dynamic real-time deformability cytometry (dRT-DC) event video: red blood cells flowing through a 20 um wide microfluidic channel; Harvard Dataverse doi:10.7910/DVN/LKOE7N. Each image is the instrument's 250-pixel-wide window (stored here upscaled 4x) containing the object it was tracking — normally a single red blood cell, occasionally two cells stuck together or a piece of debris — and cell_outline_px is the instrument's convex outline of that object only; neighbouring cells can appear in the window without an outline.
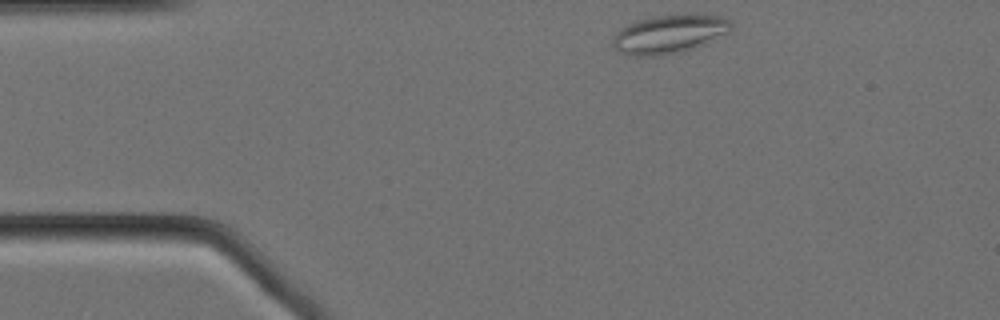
{"species": "Egyptian fruit bat (a non-hibernating species)", "species_latin": "Rousettus aegyptiacus", "temperature_condition": "cold", "stored_images_in_passage": 49, "camera_frame_rate_fps": 3000, "um_per_image_px": 0.085, "animal": {"sex": "female"}, "frame": {"image": 1, "passage_image": 1, "time_ms": 0.0, "image_size_px": [1000, 320], "cell_outline_px": [[732, 28], [728, 32], [692, 48], [680, 52], [660, 56], [636, 56], [624, 52], [616, 48], [612, 44], [612, 40], [616, 32], [620, 28], [628, 24], [640, 20], [656, 16], [688, 12], [720, 16], [728, 20], [732, 24]], "centroid_in_image_um": [56.89, 2.86], "position_along_channel_um": 28.1, "area_um2": 26.47}}
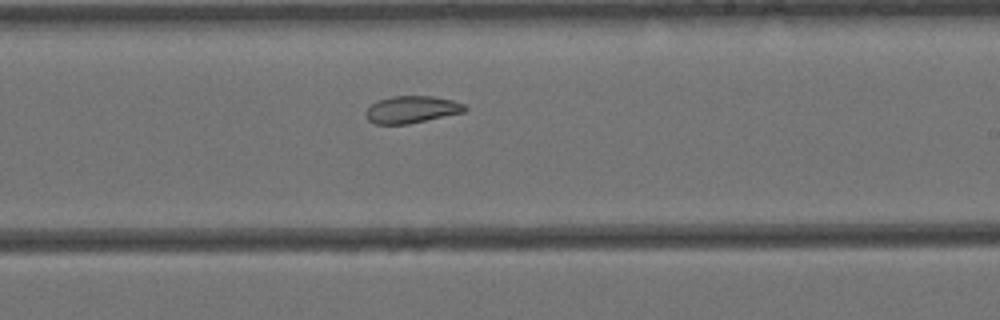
{"frame": {"image": 2, "passage_image": 25, "time_ms": 8.0, "image_size_px": [1000, 320], "cell_outline_px": [[468, 108], [464, 112], [408, 124], [376, 124], [368, 120], [364, 112], [376, 100], [392, 96], [432, 96], [452, 100], [464, 104]], "centroid_in_image_um": [34.98, 9.3], "position_along_channel_um": 254.0, "area_um2": 15.66}}
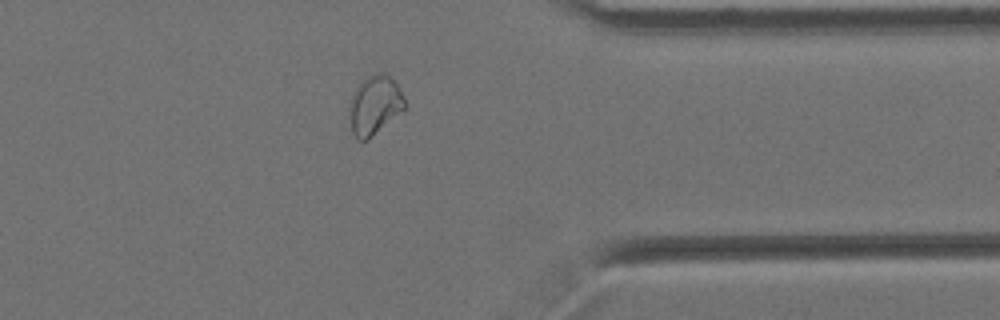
{"frame": {"image": 3, "passage_image": 37, "time_ms": 12.0, "image_size_px": [1000, 320], "cell_outline_px": [[404, 108], [368, 140], [360, 140], [352, 132], [348, 116], [348, 108], [352, 96], [356, 88], [368, 76], [376, 72], [384, 72], [400, 88], [404, 100]], "centroid_in_image_um": [31.8, 8.93], "position_along_channel_um": 379.6, "area_um2": 18.67}, "authors_computed_cell_mechanics": {"area_um2": 18.6694, "velocity_mm_per_s": 3.4327, "shape_relaxation_time_tau1_ms": null, "shape_relaxation_time_tau2_ms": 5.3761, "deformation_change_tau1": null, "deformation_change_tau2": 0.0819}}